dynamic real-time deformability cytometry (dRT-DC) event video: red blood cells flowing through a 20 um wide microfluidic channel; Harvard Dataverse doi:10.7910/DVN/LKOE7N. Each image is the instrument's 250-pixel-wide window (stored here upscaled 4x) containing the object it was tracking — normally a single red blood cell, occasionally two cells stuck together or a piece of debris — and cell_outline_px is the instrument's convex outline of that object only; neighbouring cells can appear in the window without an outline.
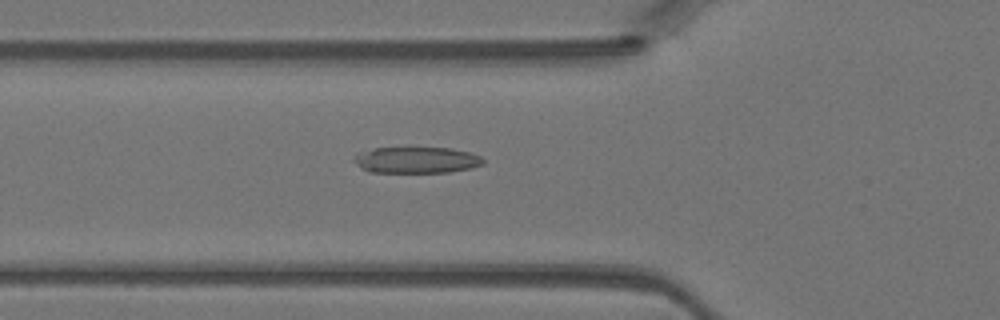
{"species": "Egyptian fruit bat (a non-hibernating species)", "species_latin": "Rousettus aegyptiacus", "temperature_condition": "warm", "stored_images_in_passage": 32, "camera_frame_rate_fps": 3000, "um_per_image_px": 0.085, "animal": {"sex": "female"}, "frame": {"image": 1, "passage_image": 3, "time_ms": 0.667, "image_size_px": [1000, 320], "cell_outline_px": [[484, 164], [472, 168], [448, 172], [368, 172], [360, 168], [352, 160], [352, 156], [356, 152], [376, 148], [452, 148], [468, 152], [480, 156], [484, 160]], "centroid_in_image_um": [35.35, 13.6], "position_along_channel_um": 90.5, "area_um2": 19.94}}
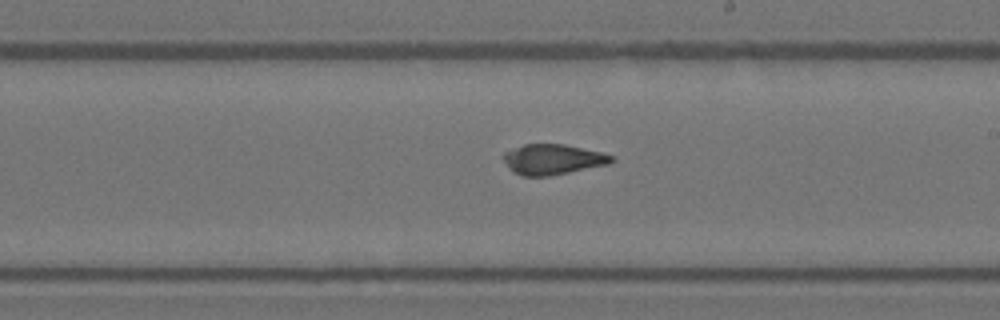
{"frame": {"image": 2, "passage_image": 13, "time_ms": 4.0, "image_size_px": [1000, 320], "cell_outline_px": [[616, 160], [608, 164], [548, 176], [520, 176], [512, 172], [508, 168], [500, 156], [504, 152], [524, 144], [564, 144], [600, 152], [616, 156]], "centroid_in_image_um": [46.94, 13.55], "position_along_channel_um": 242.1, "area_um2": 19.25}}
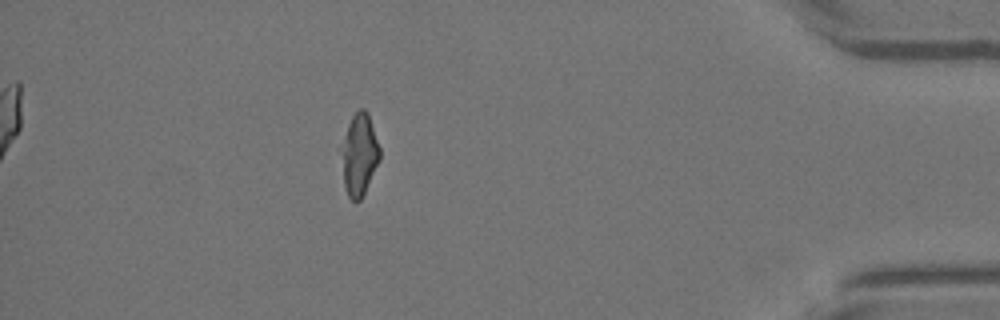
{"frame": {"image": 3, "passage_image": 27, "time_ms": 8.667, "image_size_px": [1000, 320], "cell_outline_px": [[380, 160], [360, 200], [352, 200], [348, 196], [344, 188], [344, 148], [348, 124], [352, 116], [360, 108], [364, 108], [368, 112], [380, 148]], "centroid_in_image_um": [30.6, 13.12], "position_along_channel_um": 404.6, "area_um2": 17.4}}